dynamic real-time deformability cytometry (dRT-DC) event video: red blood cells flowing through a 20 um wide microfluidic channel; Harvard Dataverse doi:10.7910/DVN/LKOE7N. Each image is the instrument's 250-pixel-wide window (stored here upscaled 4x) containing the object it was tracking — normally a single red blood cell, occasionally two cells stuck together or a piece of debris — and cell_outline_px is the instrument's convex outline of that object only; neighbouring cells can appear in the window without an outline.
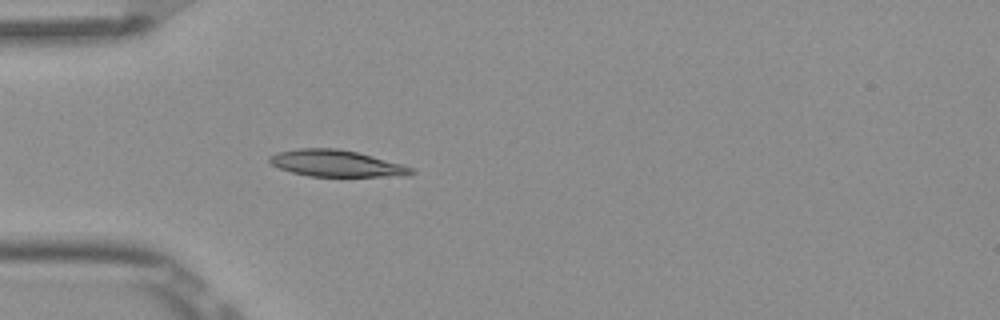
{"species": "Egyptian fruit bat (a non-hibernating species)", "species_latin": "Rousettus aegyptiacus", "temperature_condition": "room temperature", "stored_images_in_passage": 4, "camera_frame_rate_fps": 3000, "um_per_image_px": 0.085, "frame": {"image": 1, "passage_image": 4, "time_ms": 1.0, "image_size_px": [1000, 320], "cell_outline_px": [[416, 172], [404, 176], [308, 176], [292, 172], [280, 168], [272, 164], [268, 160], [268, 156], [280, 152], [300, 148], [336, 148], [356, 152], [372, 156], [400, 164], [412, 168]], "centroid_in_image_um": [28.57, 13.89], "position_along_channel_um": 56.4, "area_um2": 21.62}}